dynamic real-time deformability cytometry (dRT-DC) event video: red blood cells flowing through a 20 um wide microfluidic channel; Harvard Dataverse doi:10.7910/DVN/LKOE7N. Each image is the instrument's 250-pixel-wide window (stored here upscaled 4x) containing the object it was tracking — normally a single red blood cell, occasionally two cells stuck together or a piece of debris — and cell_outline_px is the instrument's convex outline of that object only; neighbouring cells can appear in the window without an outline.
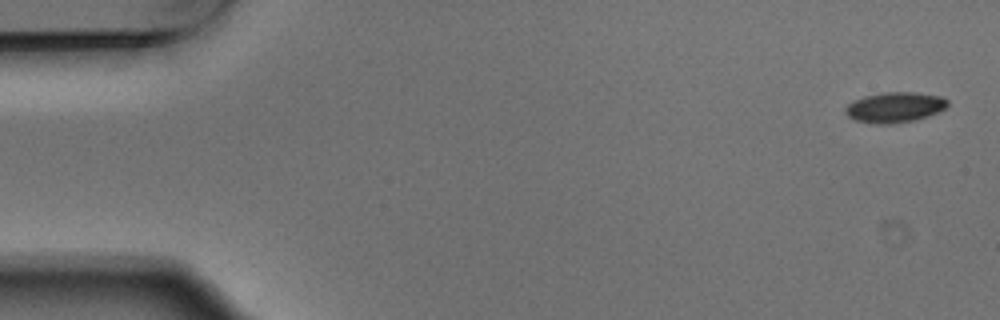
{"species": "Egyptian fruit bat (a non-hibernating species)", "species_latin": "Rousettus aegyptiacus", "temperature_condition": "warm", "stored_images_in_passage": 5, "camera_frame_rate_fps": 3000, "um_per_image_px": 0.085, "animal": {"sex": "male"}, "frame": {"image": 1, "passage_image": 1, "time_ms": 0.0, "image_size_px": [1000, 320], "cell_outline_px": [[948, 104], [944, 108], [928, 116], [916, 120], [888, 124], [876, 124], [856, 120], [848, 116], [844, 112], [844, 108], [852, 100], [864, 96], [884, 92], [916, 92], [944, 96], [948, 100]], "centroid_in_image_um": [76.04, 9.11], "position_along_channel_um": 9.0, "area_um2": 18.21}}
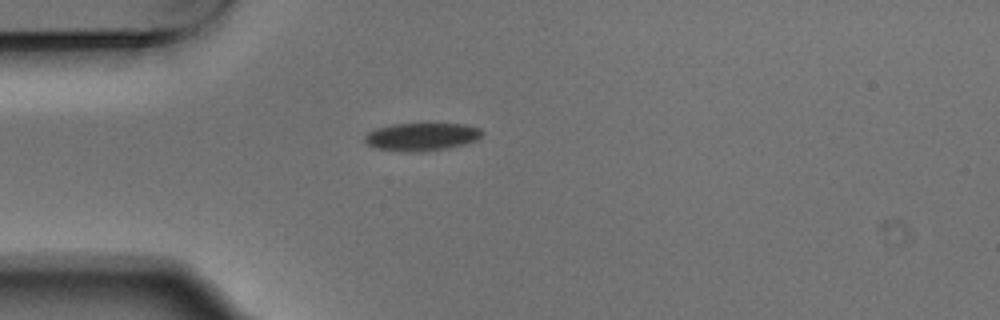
{"frame": {"image": 2, "passage_image": 4, "time_ms": 1.0, "image_size_px": [1000, 320], "cell_outline_px": [[484, 132], [476, 140], [464, 144], [448, 148], [420, 152], [400, 152], [376, 148], [368, 144], [364, 140], [364, 136], [368, 132], [376, 128], [392, 124], [464, 124], [480, 128]], "centroid_in_image_um": [35.82, 11.63], "position_along_channel_um": 49.2, "area_um2": 19.13}}